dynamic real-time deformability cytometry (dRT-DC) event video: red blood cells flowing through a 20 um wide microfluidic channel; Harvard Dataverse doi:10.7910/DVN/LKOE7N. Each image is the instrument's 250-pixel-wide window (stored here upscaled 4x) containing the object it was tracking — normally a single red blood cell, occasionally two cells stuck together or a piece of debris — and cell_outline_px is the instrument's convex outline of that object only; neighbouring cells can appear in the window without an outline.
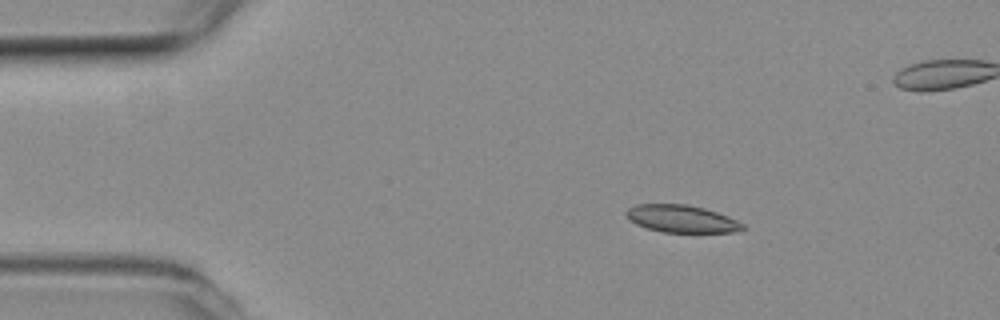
{"species": "common noctule bat (a hibernating species)", "species_latin": "Nyctalus noctula", "temperature_condition": "room temperature", "stored_images_in_passage": 52, "camera_frame_rate_fps": 3000, "um_per_image_px": 0.085, "animal": {"sex": "female", "body_mass_g": 19.3, "forearm_length_mm": 54.1}, "frame": {"image": 1, "passage_image": 8, "time_ms": 2.333, "image_size_px": [1000, 320], "cell_outline_px": [[744, 228], [732, 232], [664, 232], [644, 228], [636, 224], [624, 212], [628, 208], [636, 204], [688, 204], [704, 208], [728, 216], [744, 224]], "centroid_in_image_um": [57.91, 18.59], "position_along_channel_um": 27.1, "area_um2": 18.5}}
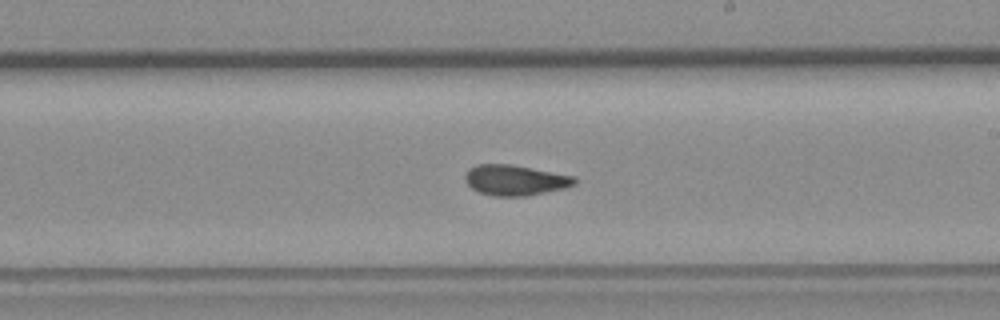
{"frame": {"image": 2, "passage_image": 30, "time_ms": 9.667, "image_size_px": [1000, 320], "cell_outline_px": [[576, 184], [564, 188], [524, 196], [492, 196], [480, 192], [472, 188], [464, 180], [464, 176], [468, 168], [476, 164], [512, 164], [576, 176]], "centroid_in_image_um": [43.77, 15.3], "position_along_channel_um": 245.2, "area_um2": 19.54}}
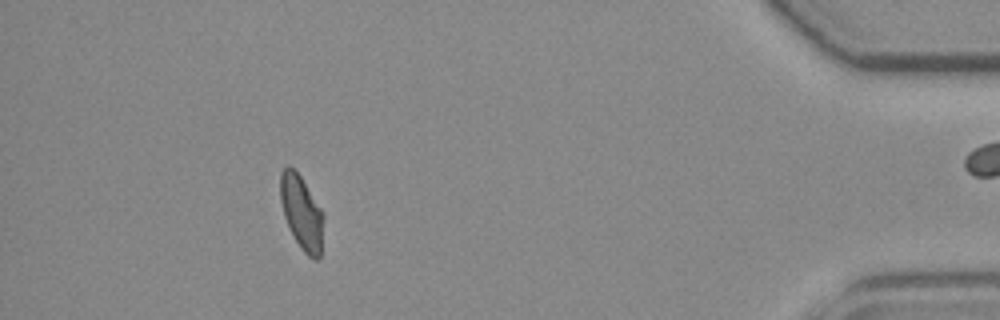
{"frame": {"image": 3, "passage_image": 48, "time_ms": 15.667, "image_size_px": [1000, 320], "cell_outline_px": [[324, 216], [320, 256], [316, 260], [312, 260], [300, 248], [288, 228], [284, 216], [280, 200], [280, 172], [288, 164], [300, 176], [324, 212]], "centroid_in_image_um": [25.63, 18.08], "position_along_channel_um": 409.6, "area_um2": 18.79}}